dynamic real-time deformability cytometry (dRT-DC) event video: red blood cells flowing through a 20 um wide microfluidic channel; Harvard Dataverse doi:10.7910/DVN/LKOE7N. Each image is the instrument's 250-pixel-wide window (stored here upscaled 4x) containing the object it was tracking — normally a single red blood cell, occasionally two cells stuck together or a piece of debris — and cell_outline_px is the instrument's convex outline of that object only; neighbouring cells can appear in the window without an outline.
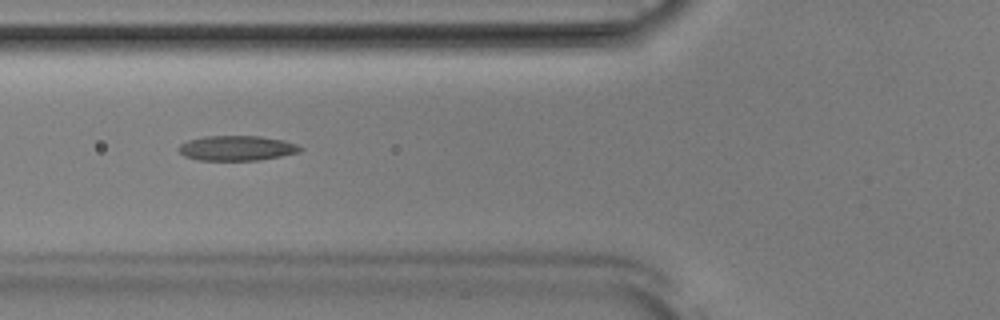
{"species": "Egyptian fruit bat (a non-hibernating species)", "species_latin": "Rousettus aegyptiacus", "temperature_condition": "room temperature", "stored_images_in_passage": 42, "camera_frame_rate_fps": 3000, "um_per_image_px": 0.085, "animal": {"sex": "male"}, "frame": {"image": 1, "passage_image": 13, "time_ms": 4.0, "image_size_px": [1000, 320], "cell_outline_px": [[304, 148], [300, 152], [260, 160], [196, 160], [184, 156], [176, 148], [180, 144], [188, 140], [204, 136], [260, 136], [284, 140], [296, 144]], "centroid_in_image_um": [20.11, 12.59], "position_along_channel_um": 105.7, "area_um2": 17.8}}
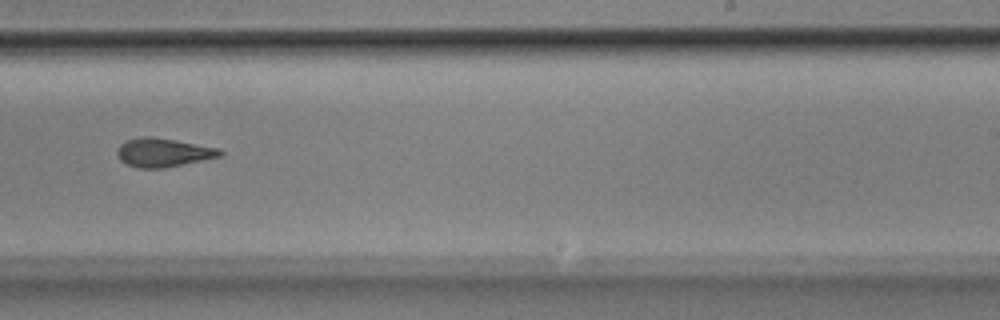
{"frame": {"image": 2, "passage_image": 26, "time_ms": 8.333, "image_size_px": [1000, 320], "cell_outline_px": [[224, 152], [220, 156], [164, 168], [136, 168], [120, 160], [116, 152], [120, 144], [128, 140], [140, 136], [148, 136], [220, 148]], "centroid_in_image_um": [13.85, 12.97], "position_along_channel_um": 275.2, "area_um2": 16.94}}
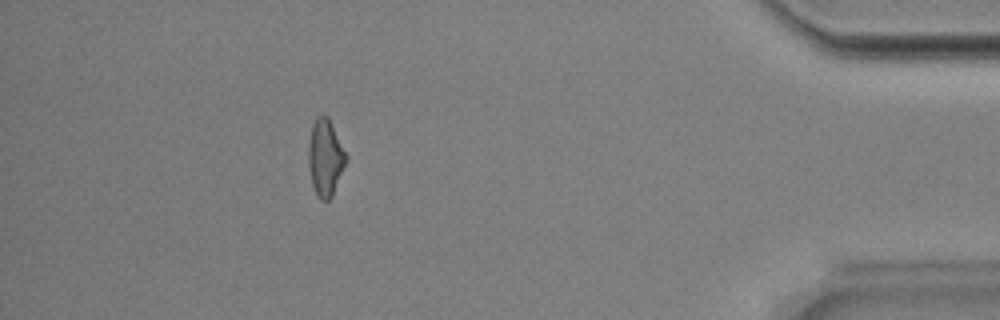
{"frame": {"image": 3, "passage_image": 40, "time_ms": 13.0, "image_size_px": [1000, 320], "cell_outline_px": [[348, 160], [332, 196], [328, 200], [320, 200], [312, 184], [308, 164], [308, 148], [312, 124], [316, 116], [328, 116], [348, 156]], "centroid_in_image_um": [27.67, 13.39], "position_along_channel_um": 407.5, "area_um2": 16.88}, "authors_computed_cell_mechanics": {"area_um2": 17.2244, "velocity_mm_per_s": 3.9098, "shape_relaxation_time_tau1_ms": 5.8571, "shape_relaxation_time_tau2_ms": 2.6455, "deformation_change_tau1": 0.1606, "deformation_change_tau2": 0.1114}}